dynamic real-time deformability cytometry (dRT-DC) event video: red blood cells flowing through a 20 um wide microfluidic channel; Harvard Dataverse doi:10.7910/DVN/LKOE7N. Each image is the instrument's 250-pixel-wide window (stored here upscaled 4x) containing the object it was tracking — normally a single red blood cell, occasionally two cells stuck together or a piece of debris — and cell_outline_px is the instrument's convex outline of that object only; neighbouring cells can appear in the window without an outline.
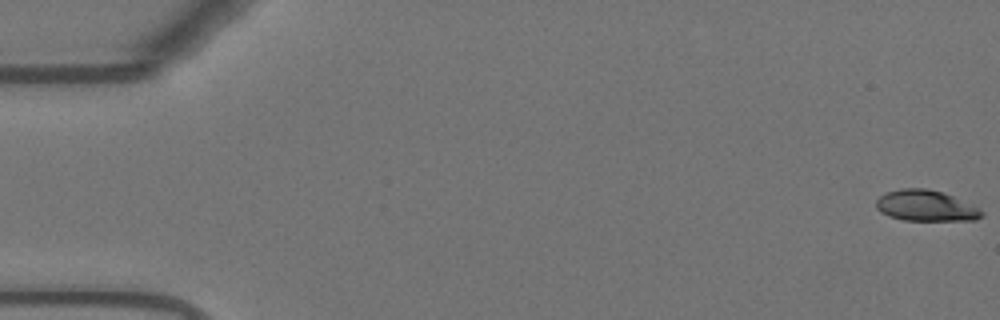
{"species": "Egyptian fruit bat (a non-hibernating species)", "species_latin": "Rousettus aegyptiacus", "temperature_condition": "warm", "stored_images_in_passage": 56, "camera_frame_rate_fps": 3000, "um_per_image_px": 0.085, "animal": {"sex": "female"}, "frame": {"image": 1, "passage_image": 1, "time_ms": 0.0, "image_size_px": [1000, 320], "cell_outline_px": [[984, 216], [976, 220], [904, 220], [888, 216], [880, 212], [876, 208], [876, 200], [880, 196], [888, 192], [900, 188], [924, 188], [940, 192], [952, 196], [980, 208], [984, 212]], "centroid_in_image_um": [78.7, 17.5], "position_along_channel_um": 6.3, "area_um2": 18.96}}
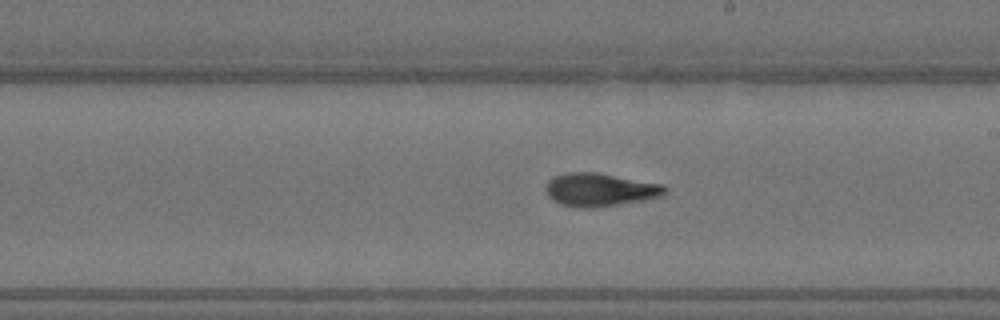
{"frame": {"image": 2, "passage_image": 32, "time_ms": 10.333, "image_size_px": [1000, 320], "cell_outline_px": [[668, 192], [660, 196], [644, 200], [596, 208], [584, 208], [560, 204], [552, 200], [548, 196], [544, 188], [548, 180], [552, 176], [568, 172], [596, 172], [664, 184], [668, 188]], "centroid_in_image_um": [50.99, 16.12], "position_along_channel_um": 238.0, "area_um2": 23.35}}
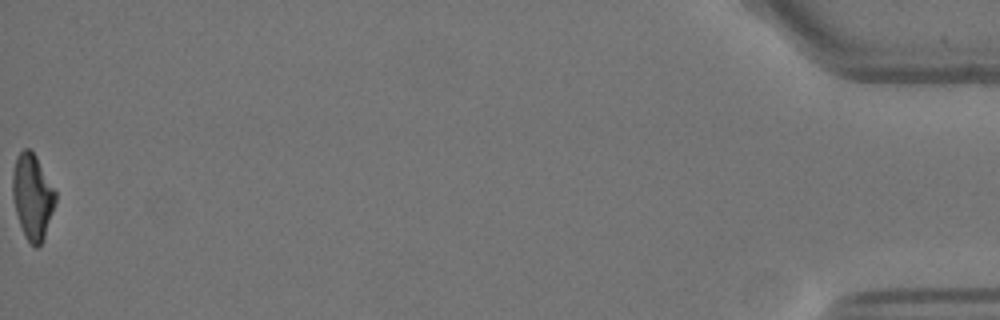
{"frame": {"image": 3, "passage_image": 56, "time_ms": 18.333, "image_size_px": [1000, 320], "cell_outline_px": [[56, 200], [44, 240], [36, 248], [28, 240], [20, 224], [16, 212], [12, 196], [12, 172], [16, 156], [24, 148], [28, 148], [36, 156], [56, 192]], "centroid_in_image_um": [2.75, 16.69], "position_along_channel_um": 432.4, "area_um2": 21.15}, "authors_computed_cell_mechanics": {"area_um2": 21.9929, "velocity_mm_per_s": 3.6993, "shape_relaxation_time_tau1_ms": 7.2647, "shape_relaxation_time_tau2_ms": 2.3176, "deformation_change_tau1": 0.2197, "deformation_change_tau2": 0.0907}}